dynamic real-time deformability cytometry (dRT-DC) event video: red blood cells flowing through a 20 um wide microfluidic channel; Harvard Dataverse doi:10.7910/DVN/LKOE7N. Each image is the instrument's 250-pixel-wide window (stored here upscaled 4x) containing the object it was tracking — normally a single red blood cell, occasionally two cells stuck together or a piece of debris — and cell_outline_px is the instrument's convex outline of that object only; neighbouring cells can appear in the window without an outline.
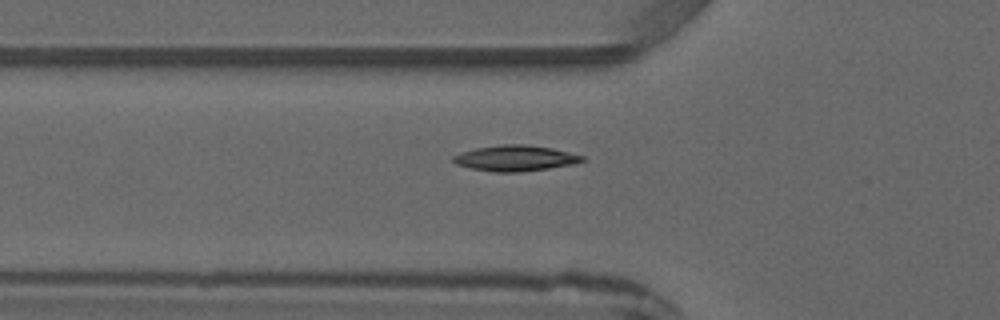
{"species": "common noctule bat (a hibernating species)", "species_latin": "Nyctalus noctula", "temperature_condition": "warm", "stored_images_in_passage": 2, "camera_frame_rate_fps": 3000, "um_per_image_px": 0.085, "animal": {"sex": "male", "forearm_length_mm": 52.5}, "frame": {"image": 1, "passage_image": 2, "time_ms": 1.333, "image_size_px": [1000, 320], "cell_outline_px": [[584, 160], [572, 164], [548, 168], [520, 172], [492, 172], [472, 168], [456, 164], [452, 160], [452, 156], [460, 152], [476, 148], [500, 144], [524, 144], [552, 148], [584, 156]], "centroid_in_image_um": [43.76, 13.44], "position_along_channel_um": 82.0, "area_um2": 19.25}}